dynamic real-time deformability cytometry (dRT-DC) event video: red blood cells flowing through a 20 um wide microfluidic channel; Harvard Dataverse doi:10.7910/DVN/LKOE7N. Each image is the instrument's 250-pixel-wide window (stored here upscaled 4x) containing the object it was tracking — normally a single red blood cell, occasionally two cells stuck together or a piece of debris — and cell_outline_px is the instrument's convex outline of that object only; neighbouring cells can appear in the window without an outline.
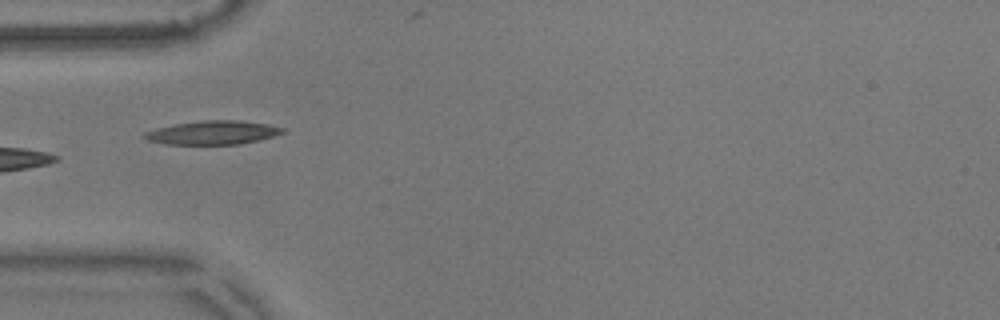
{"species": "common noctule bat (a hibernating species)", "species_latin": "Nyctalus noctula", "temperature_condition": "warm", "stored_images_in_passage": 34, "camera_frame_rate_fps": 3000, "um_per_image_px": 0.085, "animal": {"sex": "male", "body_mass_g": 17.9}, "frame": {"image": 1, "passage_image": 1, "time_ms": 0.0, "image_size_px": [1000, 320], "cell_outline_px": [[284, 132], [260, 140], [240, 144], [168, 144], [148, 140], [140, 136], [144, 132], [156, 128], [176, 124], [200, 120], [240, 120], [268, 124], [284, 128]], "centroid_in_image_um": [18.07, 11.26], "position_along_channel_um": 66.9, "area_um2": 19.07}}
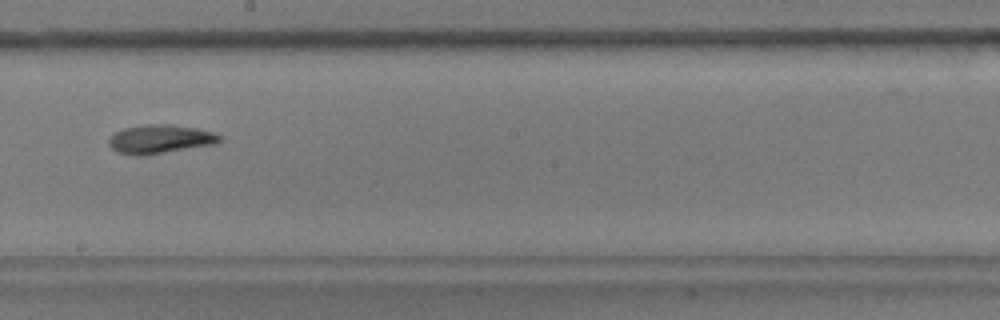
{"frame": {"image": 2, "passage_image": 15, "time_ms": 4.667, "image_size_px": [1000, 320], "cell_outline_px": [[220, 140], [216, 144], [144, 156], [136, 156], [116, 152], [108, 144], [108, 140], [116, 132], [124, 128], [148, 124], [172, 124], [196, 128], [212, 132], [220, 136]], "centroid_in_image_um": [13.59, 11.84], "position_along_channel_um": 234.6, "area_um2": 18.61}, "authors_computed_cell_mechanics": {"area_um2": 18.1781, "velocity_mm_per_s": 3.5797, "shape_relaxation_time_tau1_ms": 4.0888, "shape_relaxation_time_tau2_ms": 6.6691, "deformation_change_tau1": 0.1171, "deformation_change_tau2": 0.1362}}